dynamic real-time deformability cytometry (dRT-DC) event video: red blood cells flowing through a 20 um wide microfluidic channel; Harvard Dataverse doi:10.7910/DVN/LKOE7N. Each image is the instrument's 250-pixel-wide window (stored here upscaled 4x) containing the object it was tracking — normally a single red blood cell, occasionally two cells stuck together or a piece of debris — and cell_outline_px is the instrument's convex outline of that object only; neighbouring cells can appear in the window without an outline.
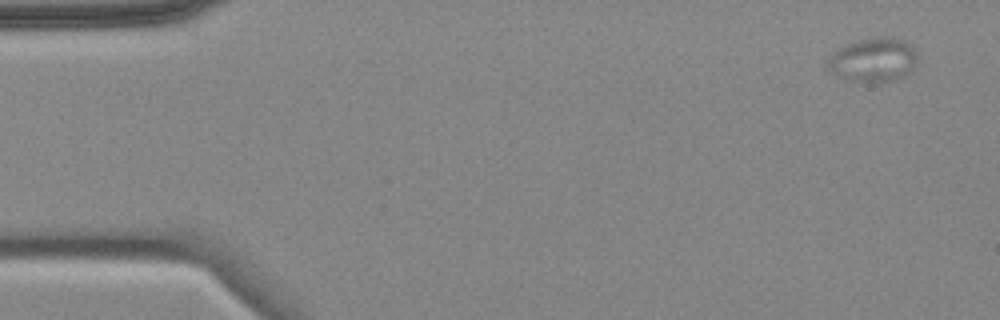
{"species": "common noctule bat (a hibernating species)", "species_latin": "Nyctalus noctula", "temperature_condition": "cold", "stored_images_in_passage": 4, "camera_frame_rate_fps": 3000, "um_per_image_px": 0.085, "animal": {"sex": "female", "body_mass_g": 18.4}, "frame": {"image": 1, "passage_image": 1, "time_ms": 0.0, "image_size_px": [1000, 320], "cell_outline_px": [[916, 64], [904, 76], [888, 80], [852, 80], [828, 72], [828, 60], [832, 52], [836, 48], [872, 36], [876, 36], [904, 40], [916, 52]], "centroid_in_image_um": [74.19, 5.05], "position_along_channel_um": 10.8, "area_um2": 22.37}}
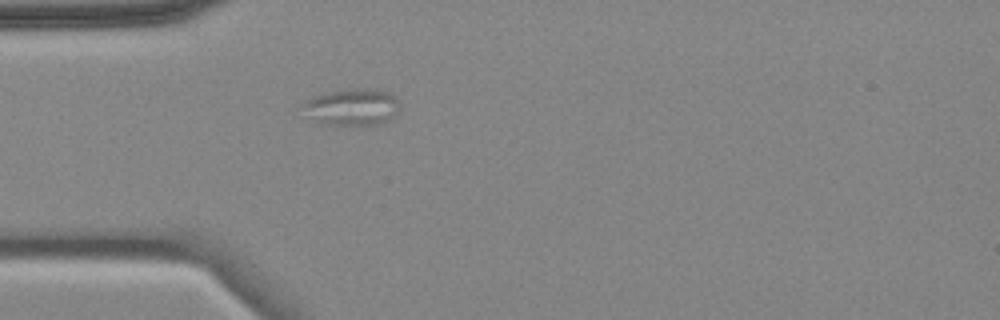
{"frame": {"image": 2, "passage_image": 4, "time_ms": 4.333, "image_size_px": [1000, 320], "cell_outline_px": [[400, 108], [392, 120], [380, 124], [364, 128], [328, 124], [312, 120], [300, 104], [304, 100], [312, 96], [324, 92], [348, 88], [380, 88], [392, 92], [400, 104]], "centroid_in_image_um": [29.98, 9.1], "position_along_channel_um": 55.0, "area_um2": 22.14}}